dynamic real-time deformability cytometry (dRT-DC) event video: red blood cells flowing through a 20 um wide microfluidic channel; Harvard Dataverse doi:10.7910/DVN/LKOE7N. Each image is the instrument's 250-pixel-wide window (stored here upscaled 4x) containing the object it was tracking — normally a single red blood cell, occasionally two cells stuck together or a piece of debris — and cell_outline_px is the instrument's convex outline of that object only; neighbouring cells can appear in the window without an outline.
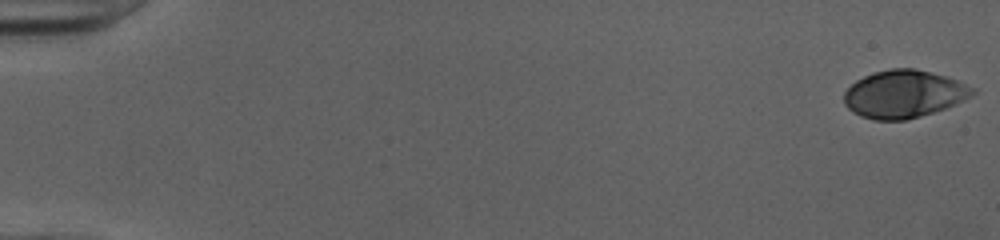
{"species": "human", "species_latin": "Homo sapiens", "temperature_condition": "cold", "stored_images_in_passage": 52, "camera_frame_rate_fps": 3000, "um_per_image_px": 0.085, "donor": {"sex": "female"}, "frame": {"image": 1, "passage_image": 1, "time_ms": 0.0, "image_size_px": [1000, 240], "cell_outline_px": [[976, 92], [972, 96], [964, 100], [944, 108], [908, 120], [872, 120], [860, 116], [852, 112], [844, 104], [844, 92], [856, 80], [872, 72], [888, 68], [912, 68], [932, 72], [956, 80], [976, 88]], "centroid_in_image_um": [76.8, 7.99], "position_along_channel_um": 8.2, "area_um2": 35.78}}
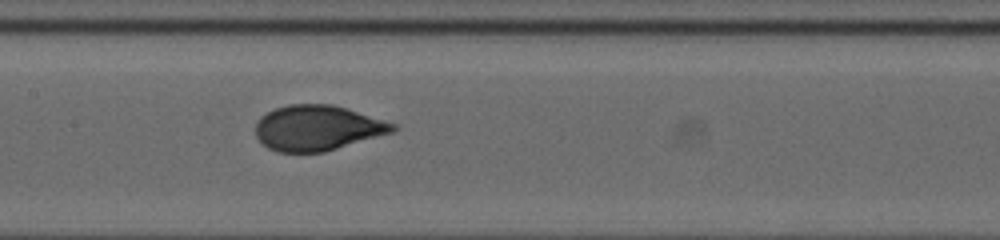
{"frame": {"image": 2, "passage_image": 27, "time_ms": 8.667, "image_size_px": [1000, 240], "cell_outline_px": [[400, 128], [396, 132], [324, 152], [280, 152], [268, 148], [256, 136], [256, 124], [260, 116], [276, 108], [292, 104], [332, 104], [396, 124]], "centroid_in_image_um": [27.02, 10.88], "position_along_channel_um": 180.4, "area_um2": 36.18}}
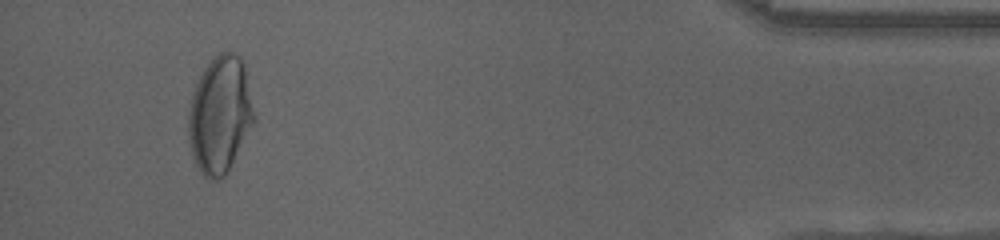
{"frame": {"image": 3, "passage_image": 49, "time_ms": 16.0, "image_size_px": [1000, 240], "cell_outline_px": [[256, 120], [228, 172], [224, 176], [216, 180], [208, 180], [200, 172], [192, 156], [188, 140], [188, 112], [192, 92], [204, 68], [220, 52], [232, 52], [240, 56], [244, 60], [256, 116]], "centroid_in_image_um": [18.71, 9.77], "position_along_channel_um": 416.5, "area_um2": 45.43}, "authors_computed_cell_mechanics": {"area_um2": 36.125, "velocity_mm_per_s": 4.0242, "shape_relaxation_time_tau1_ms": 5.1862, "shape_relaxation_time_tau2_ms": null, "deformation_change_tau1": 0.2241, "deformation_change_tau2": null}}